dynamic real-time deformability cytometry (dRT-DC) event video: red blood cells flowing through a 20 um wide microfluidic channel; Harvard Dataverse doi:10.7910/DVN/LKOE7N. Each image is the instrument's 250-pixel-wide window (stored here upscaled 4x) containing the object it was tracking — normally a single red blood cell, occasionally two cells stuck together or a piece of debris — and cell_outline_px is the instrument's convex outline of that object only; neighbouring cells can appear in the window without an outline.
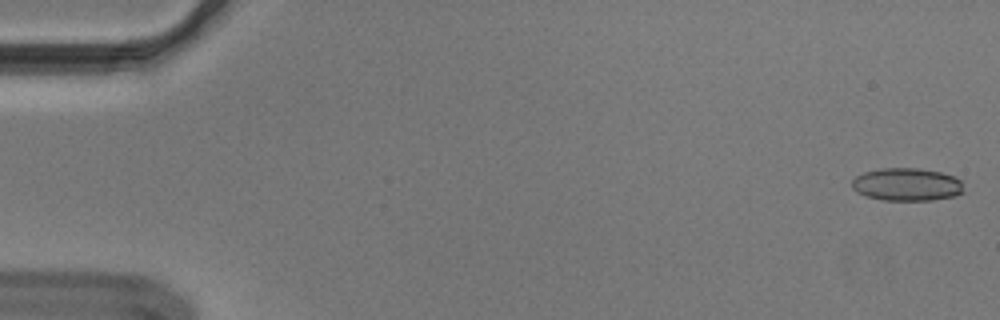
{"species": "Egyptian fruit bat (a non-hibernating species)", "species_latin": "Rousettus aegyptiacus", "temperature_condition": "cold", "stored_images_in_passage": 55, "camera_frame_rate_fps": 3000, "um_per_image_px": 0.085, "animal": {"sex": "male"}, "frame": {"image": 1, "passage_image": 1, "time_ms": 0.0, "image_size_px": [1000, 320], "cell_outline_px": [[964, 192], [956, 196], [932, 200], [884, 200], [868, 196], [856, 192], [852, 188], [852, 180], [856, 176], [864, 172], [880, 168], [920, 168], [940, 172], [956, 176], [960, 180]], "centroid_in_image_um": [77.1, 15.67], "position_along_channel_um": 7.9, "area_um2": 21.5}}
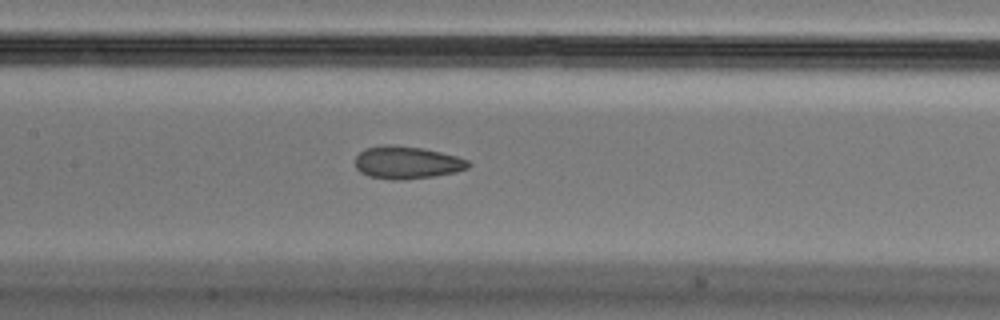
{"frame": {"image": 2, "passage_image": 26, "time_ms": 8.333, "image_size_px": [1000, 320], "cell_outline_px": [[472, 164], [468, 168], [456, 172], [432, 176], [400, 180], [392, 180], [368, 176], [360, 172], [356, 168], [356, 156], [364, 148], [384, 144], [392, 144], [424, 148], [456, 156], [468, 160]], "centroid_in_image_um": [34.57, 13.8], "position_along_channel_um": 172.8, "area_um2": 21.62}}
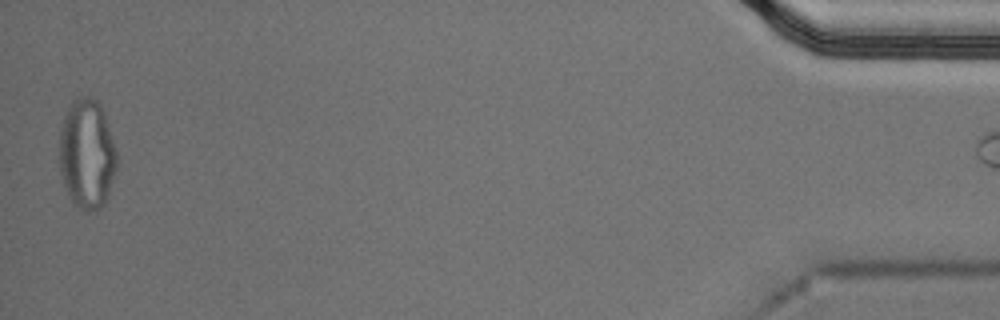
{"frame": {"image": 3, "passage_image": 54, "time_ms": 17.667, "image_size_px": [1000, 320], "cell_outline_px": [[116, 168], [108, 196], [104, 204], [100, 208], [88, 212], [72, 204], [68, 196], [60, 172], [60, 132], [64, 116], [68, 108], [80, 96], [92, 96], [100, 104], [104, 112], [116, 148]], "centroid_in_image_um": [7.39, 13.11], "position_along_channel_um": 427.8, "area_um2": 36.76}}